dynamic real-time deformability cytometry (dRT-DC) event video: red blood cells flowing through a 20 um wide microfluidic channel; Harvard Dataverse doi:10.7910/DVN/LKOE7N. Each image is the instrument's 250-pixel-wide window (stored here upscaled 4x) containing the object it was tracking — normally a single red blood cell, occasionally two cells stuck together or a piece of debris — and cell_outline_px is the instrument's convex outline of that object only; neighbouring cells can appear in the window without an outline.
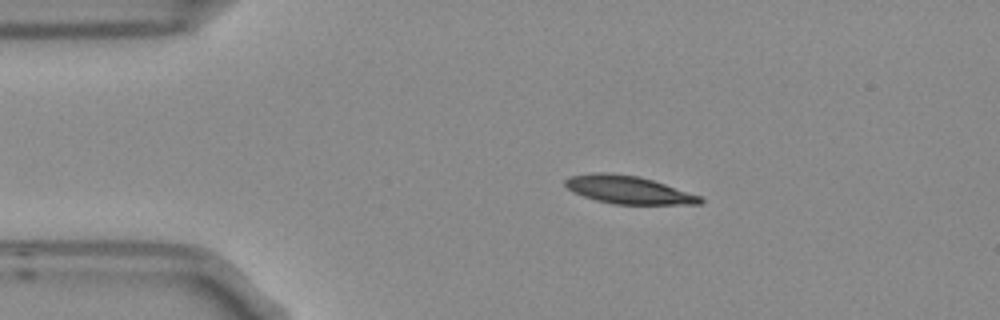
{"species": "Egyptian fruit bat (a non-hibernating species)", "species_latin": "Rousettus aegyptiacus", "temperature_condition": "room temperature", "stored_images_in_passage": 3, "camera_frame_rate_fps": 3000, "um_per_image_px": 0.085, "frame": {"image": 1, "passage_image": 1, "time_ms": 0.0, "image_size_px": [1000, 320], "cell_outline_px": [[704, 200], [700, 204], [616, 204], [596, 200], [572, 192], [564, 184], [564, 180], [572, 176], [600, 172], [604, 172], [640, 176], [700, 196]], "centroid_in_image_um": [53.39, 16.13], "position_along_channel_um": 31.6, "area_um2": 21.62}}
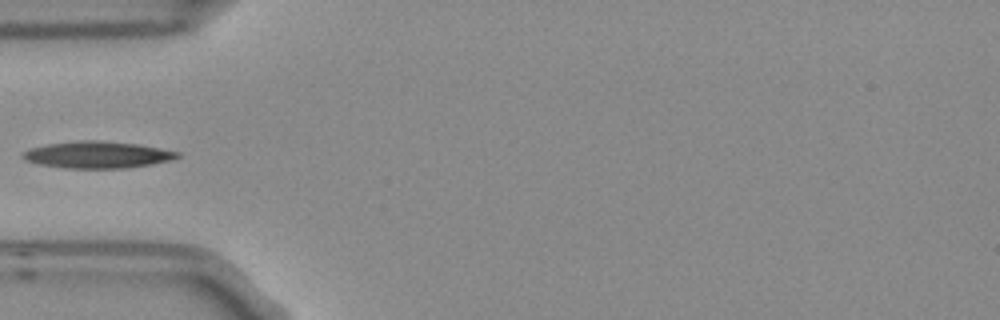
{"frame": {"image": 2, "passage_image": 3, "time_ms": 0.667, "image_size_px": [1000, 320], "cell_outline_px": [[180, 156], [172, 160], [152, 164], [128, 168], [64, 168], [40, 164], [28, 160], [20, 156], [28, 148], [48, 144], [80, 140], [100, 140], [140, 144], [180, 152]], "centroid_in_image_um": [8.32, 13.15], "position_along_channel_um": 76.7, "area_um2": 24.22}}